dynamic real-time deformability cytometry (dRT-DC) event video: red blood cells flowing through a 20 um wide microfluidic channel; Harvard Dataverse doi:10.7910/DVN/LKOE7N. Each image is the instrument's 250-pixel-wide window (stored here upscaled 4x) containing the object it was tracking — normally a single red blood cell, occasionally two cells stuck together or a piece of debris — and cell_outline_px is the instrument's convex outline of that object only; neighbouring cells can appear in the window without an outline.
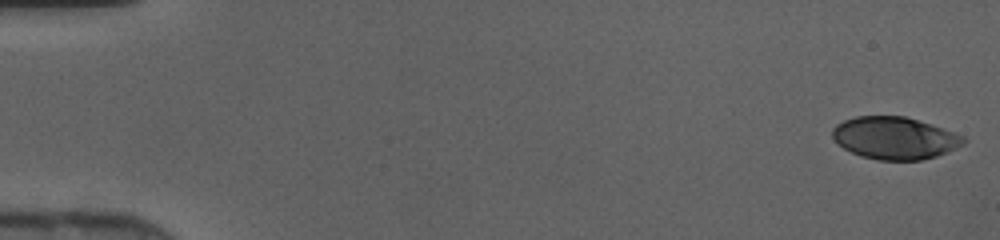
{"species": "human", "species_latin": "Homo sapiens", "temperature_condition": "cold", "stored_images_in_passage": 46, "camera_frame_rate_fps": 3000, "um_per_image_px": 0.085, "donor": {"sex": "female"}, "frame": {"image": 1, "passage_image": 1, "time_ms": 0.0, "image_size_px": [1000, 240], "cell_outline_px": [[968, 140], [964, 144], [948, 152], [936, 156], [920, 160], [876, 160], [860, 156], [844, 148], [832, 136], [832, 128], [836, 124], [844, 120], [856, 116], [904, 116], [964, 136]], "centroid_in_image_um": [76.04, 11.74], "position_along_channel_um": 9.0, "area_um2": 32.08}}
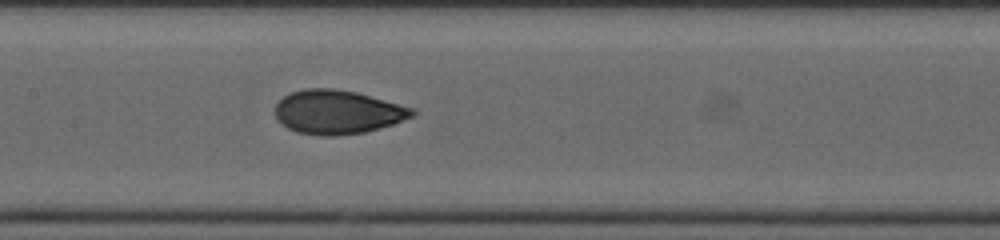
{"frame": {"image": 2, "passage_image": 23, "time_ms": 7.333, "image_size_px": [1000, 240], "cell_outline_px": [[416, 112], [412, 116], [392, 124], [380, 128], [364, 132], [336, 136], [320, 136], [296, 132], [288, 128], [276, 116], [276, 104], [284, 96], [292, 92], [308, 88], [332, 88], [356, 92], [416, 108]], "centroid_in_image_um": [28.71, 9.52], "position_along_channel_um": 178.7, "area_um2": 34.91}}
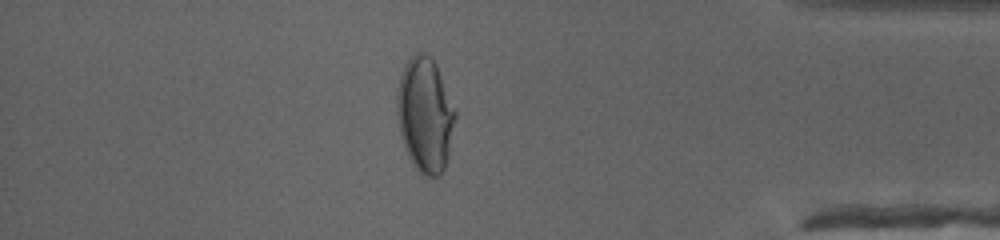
{"frame": {"image": 3, "passage_image": 40, "time_ms": 13.0, "image_size_px": [1000, 240], "cell_outline_px": [[456, 116], [448, 156], [444, 168], [440, 176], [428, 176], [420, 172], [416, 168], [408, 156], [400, 136], [396, 116], [396, 96], [400, 76], [404, 64], [416, 52], [424, 52], [436, 64], [456, 112]], "centroid_in_image_um": [36.11, 9.75], "position_along_channel_um": 399.1, "area_um2": 38.9}}